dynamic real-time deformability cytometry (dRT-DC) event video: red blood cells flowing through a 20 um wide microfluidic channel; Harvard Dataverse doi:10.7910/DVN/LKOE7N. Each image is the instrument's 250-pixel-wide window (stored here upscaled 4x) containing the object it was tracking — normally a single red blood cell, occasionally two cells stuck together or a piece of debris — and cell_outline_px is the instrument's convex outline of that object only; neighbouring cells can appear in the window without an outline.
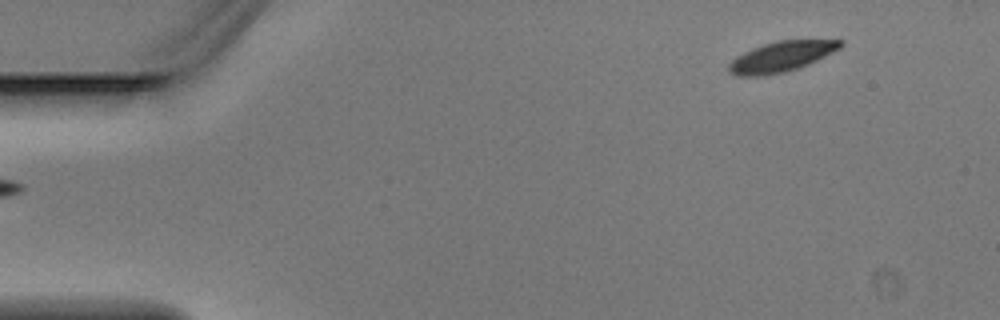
{"species": "Egyptian fruit bat (a non-hibernating species)", "species_latin": "Rousettus aegyptiacus", "temperature_condition": "warm", "stored_images_in_passage": 3, "segment_of_instrument_passage": [2, 2], "camera_frame_rate_fps": 3000, "um_per_image_px": 0.085, "animal": {"sex": "male"}, "frame": {"image": 1, "passage_image": 3, "time_ms": 0.667, "image_size_px": [1000, 320], "cell_outline_px": [[844, 44], [840, 48], [800, 68], [784, 72], [764, 76], [736, 76], [728, 72], [728, 64], [736, 56], [752, 48], [776, 40], [844, 40]], "centroid_in_image_um": [66.38, 4.82], "position_along_channel_um": 18.6, "area_um2": 19.77}}